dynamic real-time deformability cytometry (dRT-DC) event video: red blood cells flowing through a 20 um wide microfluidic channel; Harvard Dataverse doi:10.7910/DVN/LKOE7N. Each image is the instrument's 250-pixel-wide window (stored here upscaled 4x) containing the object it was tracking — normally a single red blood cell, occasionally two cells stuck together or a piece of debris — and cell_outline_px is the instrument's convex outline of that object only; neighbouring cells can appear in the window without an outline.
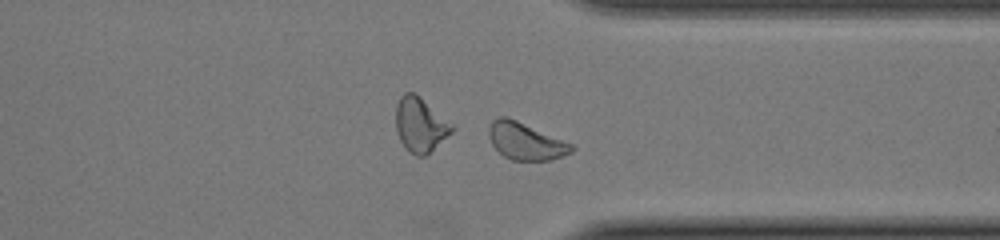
{"species": "common noctule bat (a hibernating species)", "species_latin": "Nyctalus noctula", "temperature_condition": "cold", "stored_images_in_passage": 43, "camera_frame_rate_fps": 3000, "um_per_image_px": 0.085, "animal": {"sex": "female", "body_mass_g": 22.0, "forearm_length_mm": 56.7}, "frame": {"image": 1, "passage_image": 37, "time_ms": 12.0, "image_size_px": [1000, 240], "cell_outline_px": [[576, 148], [572, 152], [564, 156], [552, 160], [512, 160], [504, 156], [492, 144], [488, 136], [488, 128], [492, 120], [500, 116], [504, 116], [516, 120], [572, 144]], "centroid_in_image_um": [44.68, 12.01], "position_along_channel_um": 366.7, "area_um2": 17.74}}